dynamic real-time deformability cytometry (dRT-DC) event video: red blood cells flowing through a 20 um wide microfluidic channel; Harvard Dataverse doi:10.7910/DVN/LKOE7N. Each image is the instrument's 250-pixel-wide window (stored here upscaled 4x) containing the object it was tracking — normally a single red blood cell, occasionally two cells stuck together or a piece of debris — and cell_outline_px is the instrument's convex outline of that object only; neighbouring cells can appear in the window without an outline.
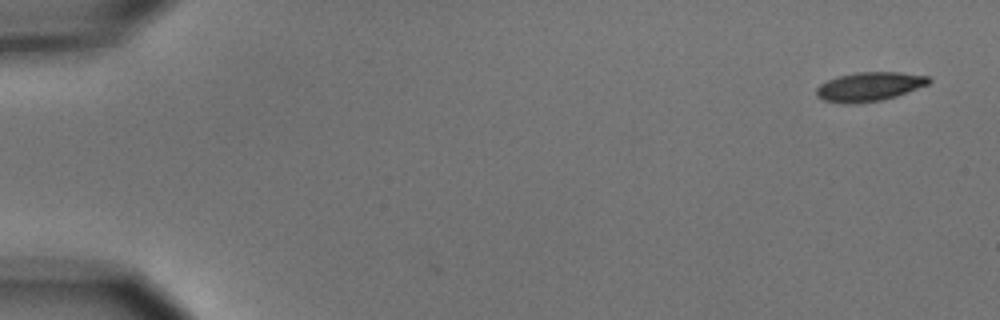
{"species": "common noctule bat (a hibernating species)", "species_latin": "Nyctalus noctula", "temperature_condition": "cold", "stored_images_in_passage": 3, "camera_frame_rate_fps": 3000, "um_per_image_px": 0.085, "animal": {"sex": "male", "body_mass_g": 15.6}, "frame": {"image": 1, "passage_image": 1, "time_ms": 0.0, "image_size_px": [1000, 320], "cell_outline_px": [[932, 80], [928, 84], [896, 96], [880, 100], [852, 104], [824, 100], [816, 96], [816, 88], [820, 84], [828, 80], [840, 76], [856, 72], [900, 72], [928, 76]], "centroid_in_image_um": [73.89, 7.35], "position_along_channel_um": 11.1, "area_um2": 18.79}}